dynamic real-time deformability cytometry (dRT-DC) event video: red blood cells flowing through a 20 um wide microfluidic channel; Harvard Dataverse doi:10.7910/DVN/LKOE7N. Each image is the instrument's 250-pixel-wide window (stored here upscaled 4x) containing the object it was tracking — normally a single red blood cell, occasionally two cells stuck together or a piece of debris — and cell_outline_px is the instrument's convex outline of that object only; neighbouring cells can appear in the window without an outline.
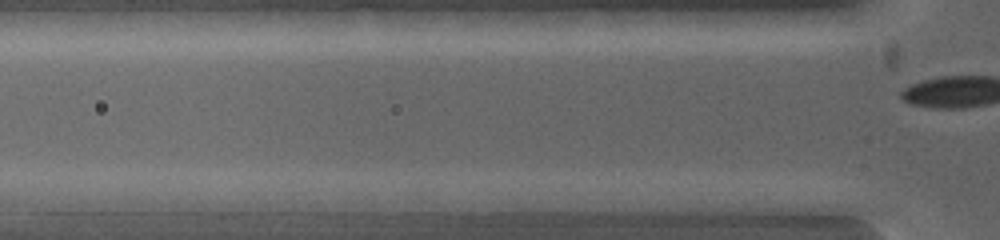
{"species": "common noctule bat (a hibernating species)", "species_latin": "Nyctalus noctula", "temperature_condition": "warm", "stored_images_in_passage": 2, "camera_frame_rate_fps": 5000, "um_per_image_px": 0.085, "animal": {"sex": "female", "body_mass_g": 19.0, "forearm_length_mm": 53.3}, "frame": {"image": 1, "passage_image": 2, "time_ms": 0.6, "image_size_px": [1000, 240], "cell_outline_px": [[600, 200], [576, 212], [500, 212], [488, 200], [500, 192]], "centroid_in_image_um": [45.71, 17.28], "position_along_channel_um": 80.1, "area_um2": 11.39}}